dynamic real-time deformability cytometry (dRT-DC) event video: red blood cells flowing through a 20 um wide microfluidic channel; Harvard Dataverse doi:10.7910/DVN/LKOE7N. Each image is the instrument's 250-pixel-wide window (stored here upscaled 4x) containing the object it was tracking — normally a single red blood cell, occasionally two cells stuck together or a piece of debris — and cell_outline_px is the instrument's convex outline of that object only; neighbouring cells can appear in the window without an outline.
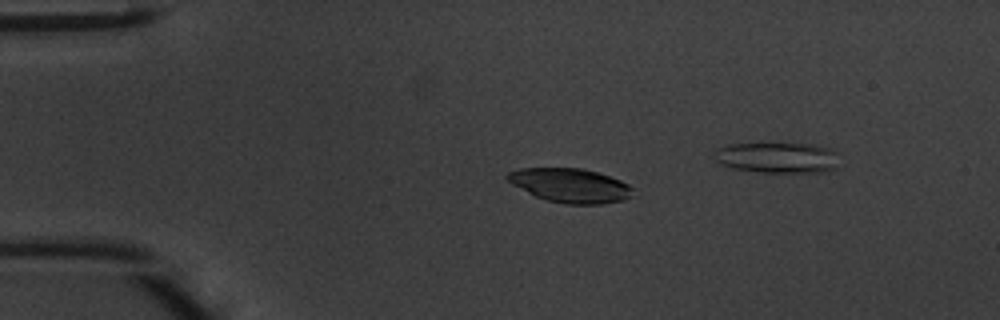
{"species": "common noctule bat (a hibernating species)", "species_latin": "Nyctalus noctula", "temperature_condition": "warm", "stored_images_in_passage": 46, "segment_of_instrument_passage": [1, 2], "camera_frame_rate_fps": 3000, "um_per_image_px": 0.085, "animal": {"sex": "male", "body_mass_g": 20.1, "forearm_length_mm": 53.5}, "frame": {"image": 1, "passage_image": 8, "time_ms": 2.333, "image_size_px": [1000, 320], "cell_outline_px": [[632, 196], [624, 200], [600, 204], [564, 204], [548, 200], [536, 196], [512, 184], [504, 176], [508, 172], [520, 168], [580, 168], [596, 172], [620, 180], [628, 184], [632, 188]], "centroid_in_image_um": [48.46, 15.76], "position_along_channel_um": 36.5, "area_um2": 24.74}}
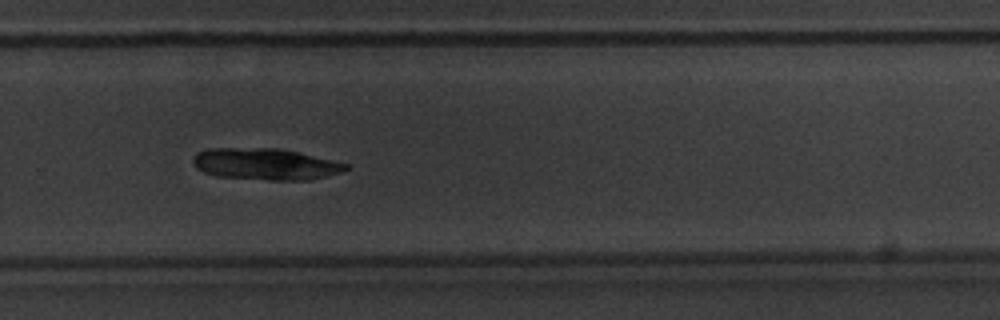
{"frame": {"image": 2, "passage_image": 30, "time_ms": 9.667, "image_size_px": [1000, 320], "cell_outline_px": [[348, 168], [340, 172], [308, 180], [268, 180], [216, 176], [204, 172], [196, 168], [192, 160], [196, 152], [208, 148], [280, 148], [300, 152], [348, 164]], "centroid_in_image_um": [22.52, 13.94], "position_along_channel_um": 307.3, "area_um2": 28.09}}
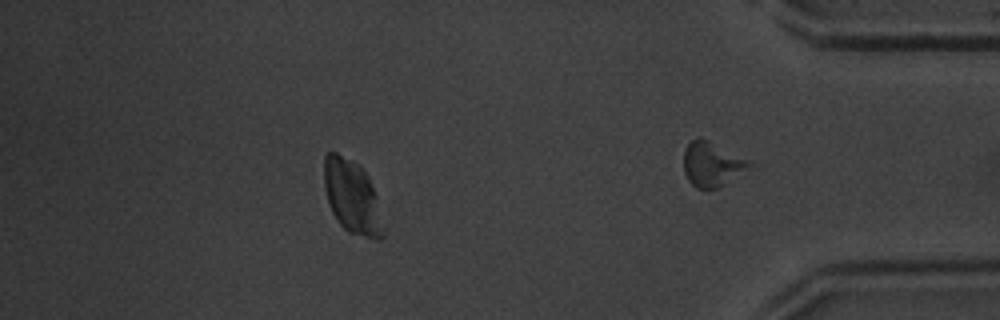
{"frame": {"image": 3, "passage_image": 40, "time_ms": 13.0, "image_size_px": [1000, 320], "cell_outline_px": [[384, 236], [380, 240], [376, 240], [348, 232], [336, 220], [328, 204], [324, 188], [324, 156], [328, 152], [336, 152], [360, 164], [368, 176], [376, 196], [384, 232]], "centroid_in_image_um": [29.91, 16.73], "position_along_channel_um": 405.3, "area_um2": 25.49}}